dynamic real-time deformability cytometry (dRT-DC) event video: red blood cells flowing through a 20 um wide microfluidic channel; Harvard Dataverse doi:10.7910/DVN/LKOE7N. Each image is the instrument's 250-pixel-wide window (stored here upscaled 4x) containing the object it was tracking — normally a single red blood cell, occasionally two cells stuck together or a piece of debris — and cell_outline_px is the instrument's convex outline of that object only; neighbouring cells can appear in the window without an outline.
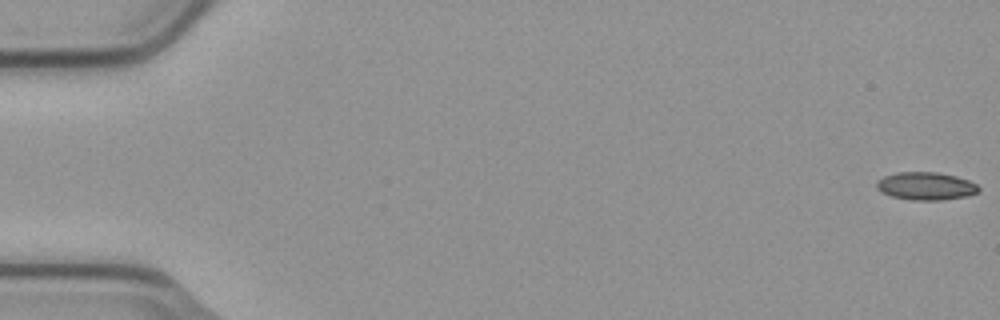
{"species": "common noctule bat (a hibernating species)", "species_latin": "Nyctalus noctula", "temperature_condition": "cold", "stored_images_in_passage": 4, "camera_frame_rate_fps": 3000, "um_per_image_px": 0.085, "animal": {"sex": "male", "body_mass_g": 23.1, "forearm_length_mm": 52.7}, "frame": {"image": 1, "passage_image": 1, "time_ms": 0.0, "image_size_px": [1000, 320], "cell_outline_px": [[980, 188], [976, 192], [968, 196], [940, 200], [908, 200], [892, 196], [880, 192], [876, 188], [876, 180], [884, 176], [896, 172], [936, 172], [956, 176], [968, 180], [976, 184]], "centroid_in_image_um": [78.65, 15.81], "position_along_channel_um": 6.3, "area_um2": 16.65}}